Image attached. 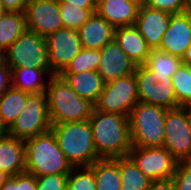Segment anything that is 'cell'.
<instances>
[{"label":"cell","mask_w":191,"mask_h":190,"mask_svg":"<svg viewBox=\"0 0 191 190\" xmlns=\"http://www.w3.org/2000/svg\"><path fill=\"white\" fill-rule=\"evenodd\" d=\"M59 3H69L82 9H96L92 0H58Z\"/></svg>","instance_id":"cell-39"},{"label":"cell","mask_w":191,"mask_h":190,"mask_svg":"<svg viewBox=\"0 0 191 190\" xmlns=\"http://www.w3.org/2000/svg\"><path fill=\"white\" fill-rule=\"evenodd\" d=\"M37 190H67L68 174L37 176Z\"/></svg>","instance_id":"cell-33"},{"label":"cell","mask_w":191,"mask_h":190,"mask_svg":"<svg viewBox=\"0 0 191 190\" xmlns=\"http://www.w3.org/2000/svg\"><path fill=\"white\" fill-rule=\"evenodd\" d=\"M101 60L97 72L105 83L135 72L136 64L113 39L100 49Z\"/></svg>","instance_id":"cell-15"},{"label":"cell","mask_w":191,"mask_h":190,"mask_svg":"<svg viewBox=\"0 0 191 190\" xmlns=\"http://www.w3.org/2000/svg\"><path fill=\"white\" fill-rule=\"evenodd\" d=\"M12 87V68L0 58V96Z\"/></svg>","instance_id":"cell-36"},{"label":"cell","mask_w":191,"mask_h":190,"mask_svg":"<svg viewBox=\"0 0 191 190\" xmlns=\"http://www.w3.org/2000/svg\"><path fill=\"white\" fill-rule=\"evenodd\" d=\"M52 76L50 69L12 68V87L29 94L46 93L45 80Z\"/></svg>","instance_id":"cell-22"},{"label":"cell","mask_w":191,"mask_h":190,"mask_svg":"<svg viewBox=\"0 0 191 190\" xmlns=\"http://www.w3.org/2000/svg\"><path fill=\"white\" fill-rule=\"evenodd\" d=\"M134 73L140 102L166 109L178 107L171 77L154 75L144 64L136 65Z\"/></svg>","instance_id":"cell-9"},{"label":"cell","mask_w":191,"mask_h":190,"mask_svg":"<svg viewBox=\"0 0 191 190\" xmlns=\"http://www.w3.org/2000/svg\"><path fill=\"white\" fill-rule=\"evenodd\" d=\"M172 179L176 190H191V161L178 162Z\"/></svg>","instance_id":"cell-34"},{"label":"cell","mask_w":191,"mask_h":190,"mask_svg":"<svg viewBox=\"0 0 191 190\" xmlns=\"http://www.w3.org/2000/svg\"><path fill=\"white\" fill-rule=\"evenodd\" d=\"M94 173L89 166L73 167L68 174L67 190H96Z\"/></svg>","instance_id":"cell-31"},{"label":"cell","mask_w":191,"mask_h":190,"mask_svg":"<svg viewBox=\"0 0 191 190\" xmlns=\"http://www.w3.org/2000/svg\"><path fill=\"white\" fill-rule=\"evenodd\" d=\"M140 3L137 0H103L96 12L114 28L135 25Z\"/></svg>","instance_id":"cell-17"},{"label":"cell","mask_w":191,"mask_h":190,"mask_svg":"<svg viewBox=\"0 0 191 190\" xmlns=\"http://www.w3.org/2000/svg\"><path fill=\"white\" fill-rule=\"evenodd\" d=\"M46 93L30 94L24 109L6 133L26 140L51 130Z\"/></svg>","instance_id":"cell-7"},{"label":"cell","mask_w":191,"mask_h":190,"mask_svg":"<svg viewBox=\"0 0 191 190\" xmlns=\"http://www.w3.org/2000/svg\"><path fill=\"white\" fill-rule=\"evenodd\" d=\"M6 11H5V9H4V7H3V5H2V2H1V0H0V16L2 15V14H4Z\"/></svg>","instance_id":"cell-44"},{"label":"cell","mask_w":191,"mask_h":190,"mask_svg":"<svg viewBox=\"0 0 191 190\" xmlns=\"http://www.w3.org/2000/svg\"><path fill=\"white\" fill-rule=\"evenodd\" d=\"M96 12V9H82L69 3H60V15L63 27L78 30Z\"/></svg>","instance_id":"cell-30"},{"label":"cell","mask_w":191,"mask_h":190,"mask_svg":"<svg viewBox=\"0 0 191 190\" xmlns=\"http://www.w3.org/2000/svg\"><path fill=\"white\" fill-rule=\"evenodd\" d=\"M182 64V58L152 50L147 62L144 64L154 75L172 77Z\"/></svg>","instance_id":"cell-27"},{"label":"cell","mask_w":191,"mask_h":190,"mask_svg":"<svg viewBox=\"0 0 191 190\" xmlns=\"http://www.w3.org/2000/svg\"><path fill=\"white\" fill-rule=\"evenodd\" d=\"M185 13L188 15L190 22H191V5L186 7Z\"/></svg>","instance_id":"cell-42"},{"label":"cell","mask_w":191,"mask_h":190,"mask_svg":"<svg viewBox=\"0 0 191 190\" xmlns=\"http://www.w3.org/2000/svg\"><path fill=\"white\" fill-rule=\"evenodd\" d=\"M26 29L24 12H5L0 16V57Z\"/></svg>","instance_id":"cell-25"},{"label":"cell","mask_w":191,"mask_h":190,"mask_svg":"<svg viewBox=\"0 0 191 190\" xmlns=\"http://www.w3.org/2000/svg\"><path fill=\"white\" fill-rule=\"evenodd\" d=\"M121 190H148L151 180L143 174L129 157L119 158Z\"/></svg>","instance_id":"cell-26"},{"label":"cell","mask_w":191,"mask_h":190,"mask_svg":"<svg viewBox=\"0 0 191 190\" xmlns=\"http://www.w3.org/2000/svg\"><path fill=\"white\" fill-rule=\"evenodd\" d=\"M6 12H25L29 0H1Z\"/></svg>","instance_id":"cell-37"},{"label":"cell","mask_w":191,"mask_h":190,"mask_svg":"<svg viewBox=\"0 0 191 190\" xmlns=\"http://www.w3.org/2000/svg\"><path fill=\"white\" fill-rule=\"evenodd\" d=\"M0 190H37L36 177L26 172L11 176Z\"/></svg>","instance_id":"cell-32"},{"label":"cell","mask_w":191,"mask_h":190,"mask_svg":"<svg viewBox=\"0 0 191 190\" xmlns=\"http://www.w3.org/2000/svg\"><path fill=\"white\" fill-rule=\"evenodd\" d=\"M140 4H144L147 0H137Z\"/></svg>","instance_id":"cell-47"},{"label":"cell","mask_w":191,"mask_h":190,"mask_svg":"<svg viewBox=\"0 0 191 190\" xmlns=\"http://www.w3.org/2000/svg\"><path fill=\"white\" fill-rule=\"evenodd\" d=\"M25 140L7 133L0 137V170L10 176L25 173Z\"/></svg>","instance_id":"cell-18"},{"label":"cell","mask_w":191,"mask_h":190,"mask_svg":"<svg viewBox=\"0 0 191 190\" xmlns=\"http://www.w3.org/2000/svg\"><path fill=\"white\" fill-rule=\"evenodd\" d=\"M29 93L10 87L0 96V123L7 130L25 107Z\"/></svg>","instance_id":"cell-23"},{"label":"cell","mask_w":191,"mask_h":190,"mask_svg":"<svg viewBox=\"0 0 191 190\" xmlns=\"http://www.w3.org/2000/svg\"><path fill=\"white\" fill-rule=\"evenodd\" d=\"M45 39L50 71L59 75L82 49L79 31L63 27Z\"/></svg>","instance_id":"cell-12"},{"label":"cell","mask_w":191,"mask_h":190,"mask_svg":"<svg viewBox=\"0 0 191 190\" xmlns=\"http://www.w3.org/2000/svg\"><path fill=\"white\" fill-rule=\"evenodd\" d=\"M144 4L171 14L182 13L186 9L185 0H147Z\"/></svg>","instance_id":"cell-35"},{"label":"cell","mask_w":191,"mask_h":190,"mask_svg":"<svg viewBox=\"0 0 191 190\" xmlns=\"http://www.w3.org/2000/svg\"><path fill=\"white\" fill-rule=\"evenodd\" d=\"M89 123L100 159L128 156L133 146L128 116L99 111L94 107Z\"/></svg>","instance_id":"cell-1"},{"label":"cell","mask_w":191,"mask_h":190,"mask_svg":"<svg viewBox=\"0 0 191 190\" xmlns=\"http://www.w3.org/2000/svg\"><path fill=\"white\" fill-rule=\"evenodd\" d=\"M182 63L191 66V44L187 48L185 55L182 57Z\"/></svg>","instance_id":"cell-40"},{"label":"cell","mask_w":191,"mask_h":190,"mask_svg":"<svg viewBox=\"0 0 191 190\" xmlns=\"http://www.w3.org/2000/svg\"><path fill=\"white\" fill-rule=\"evenodd\" d=\"M96 180V190H121L119 158L100 159L89 166Z\"/></svg>","instance_id":"cell-24"},{"label":"cell","mask_w":191,"mask_h":190,"mask_svg":"<svg viewBox=\"0 0 191 190\" xmlns=\"http://www.w3.org/2000/svg\"><path fill=\"white\" fill-rule=\"evenodd\" d=\"M114 40L136 65L147 62L152 50L134 25L115 28Z\"/></svg>","instance_id":"cell-21"},{"label":"cell","mask_w":191,"mask_h":190,"mask_svg":"<svg viewBox=\"0 0 191 190\" xmlns=\"http://www.w3.org/2000/svg\"><path fill=\"white\" fill-rule=\"evenodd\" d=\"M51 131L60 150L73 167L91 166L100 160L89 120L52 125Z\"/></svg>","instance_id":"cell-4"},{"label":"cell","mask_w":191,"mask_h":190,"mask_svg":"<svg viewBox=\"0 0 191 190\" xmlns=\"http://www.w3.org/2000/svg\"><path fill=\"white\" fill-rule=\"evenodd\" d=\"M186 7L191 5V0H185Z\"/></svg>","instance_id":"cell-46"},{"label":"cell","mask_w":191,"mask_h":190,"mask_svg":"<svg viewBox=\"0 0 191 190\" xmlns=\"http://www.w3.org/2000/svg\"><path fill=\"white\" fill-rule=\"evenodd\" d=\"M46 96L52 125L87 121L95 107L89 100L79 97L59 75H53L48 80Z\"/></svg>","instance_id":"cell-3"},{"label":"cell","mask_w":191,"mask_h":190,"mask_svg":"<svg viewBox=\"0 0 191 190\" xmlns=\"http://www.w3.org/2000/svg\"><path fill=\"white\" fill-rule=\"evenodd\" d=\"M171 79L178 107H191V66L182 63Z\"/></svg>","instance_id":"cell-28"},{"label":"cell","mask_w":191,"mask_h":190,"mask_svg":"<svg viewBox=\"0 0 191 190\" xmlns=\"http://www.w3.org/2000/svg\"><path fill=\"white\" fill-rule=\"evenodd\" d=\"M10 177L6 172L0 170V188Z\"/></svg>","instance_id":"cell-41"},{"label":"cell","mask_w":191,"mask_h":190,"mask_svg":"<svg viewBox=\"0 0 191 190\" xmlns=\"http://www.w3.org/2000/svg\"><path fill=\"white\" fill-rule=\"evenodd\" d=\"M190 125H191V107H190Z\"/></svg>","instance_id":"cell-48"},{"label":"cell","mask_w":191,"mask_h":190,"mask_svg":"<svg viewBox=\"0 0 191 190\" xmlns=\"http://www.w3.org/2000/svg\"><path fill=\"white\" fill-rule=\"evenodd\" d=\"M100 58V50L82 48L61 73H79L87 70L97 71Z\"/></svg>","instance_id":"cell-29"},{"label":"cell","mask_w":191,"mask_h":190,"mask_svg":"<svg viewBox=\"0 0 191 190\" xmlns=\"http://www.w3.org/2000/svg\"><path fill=\"white\" fill-rule=\"evenodd\" d=\"M163 147L178 162L191 161L190 107L180 106L167 110Z\"/></svg>","instance_id":"cell-8"},{"label":"cell","mask_w":191,"mask_h":190,"mask_svg":"<svg viewBox=\"0 0 191 190\" xmlns=\"http://www.w3.org/2000/svg\"><path fill=\"white\" fill-rule=\"evenodd\" d=\"M24 14L26 28L44 38L63 28L58 0H29Z\"/></svg>","instance_id":"cell-13"},{"label":"cell","mask_w":191,"mask_h":190,"mask_svg":"<svg viewBox=\"0 0 191 190\" xmlns=\"http://www.w3.org/2000/svg\"><path fill=\"white\" fill-rule=\"evenodd\" d=\"M139 102L135 73L105 83L95 108L99 111L129 116Z\"/></svg>","instance_id":"cell-10"},{"label":"cell","mask_w":191,"mask_h":190,"mask_svg":"<svg viewBox=\"0 0 191 190\" xmlns=\"http://www.w3.org/2000/svg\"><path fill=\"white\" fill-rule=\"evenodd\" d=\"M59 76L78 94L94 105L104 90L105 82L96 70L79 73H60Z\"/></svg>","instance_id":"cell-19"},{"label":"cell","mask_w":191,"mask_h":190,"mask_svg":"<svg viewBox=\"0 0 191 190\" xmlns=\"http://www.w3.org/2000/svg\"><path fill=\"white\" fill-rule=\"evenodd\" d=\"M78 31L82 48L100 50L114 39L115 28L95 12Z\"/></svg>","instance_id":"cell-20"},{"label":"cell","mask_w":191,"mask_h":190,"mask_svg":"<svg viewBox=\"0 0 191 190\" xmlns=\"http://www.w3.org/2000/svg\"><path fill=\"white\" fill-rule=\"evenodd\" d=\"M103 0H92V2L97 6L99 3H101Z\"/></svg>","instance_id":"cell-45"},{"label":"cell","mask_w":191,"mask_h":190,"mask_svg":"<svg viewBox=\"0 0 191 190\" xmlns=\"http://www.w3.org/2000/svg\"><path fill=\"white\" fill-rule=\"evenodd\" d=\"M128 156L151 181L172 178L178 164V161L163 146H132Z\"/></svg>","instance_id":"cell-11"},{"label":"cell","mask_w":191,"mask_h":190,"mask_svg":"<svg viewBox=\"0 0 191 190\" xmlns=\"http://www.w3.org/2000/svg\"><path fill=\"white\" fill-rule=\"evenodd\" d=\"M190 44L191 22L188 15L185 12L172 14L157 50L182 58Z\"/></svg>","instance_id":"cell-16"},{"label":"cell","mask_w":191,"mask_h":190,"mask_svg":"<svg viewBox=\"0 0 191 190\" xmlns=\"http://www.w3.org/2000/svg\"><path fill=\"white\" fill-rule=\"evenodd\" d=\"M167 110L140 101L133 107L128 116L133 146H163L164 122Z\"/></svg>","instance_id":"cell-5"},{"label":"cell","mask_w":191,"mask_h":190,"mask_svg":"<svg viewBox=\"0 0 191 190\" xmlns=\"http://www.w3.org/2000/svg\"><path fill=\"white\" fill-rule=\"evenodd\" d=\"M6 133V129L0 123V137Z\"/></svg>","instance_id":"cell-43"},{"label":"cell","mask_w":191,"mask_h":190,"mask_svg":"<svg viewBox=\"0 0 191 190\" xmlns=\"http://www.w3.org/2000/svg\"><path fill=\"white\" fill-rule=\"evenodd\" d=\"M148 190H176L175 183L172 178L165 180L151 181Z\"/></svg>","instance_id":"cell-38"},{"label":"cell","mask_w":191,"mask_h":190,"mask_svg":"<svg viewBox=\"0 0 191 190\" xmlns=\"http://www.w3.org/2000/svg\"><path fill=\"white\" fill-rule=\"evenodd\" d=\"M171 13L148 7L140 4L135 27L143 36L151 50H157L160 47L163 34L167 30Z\"/></svg>","instance_id":"cell-14"},{"label":"cell","mask_w":191,"mask_h":190,"mask_svg":"<svg viewBox=\"0 0 191 190\" xmlns=\"http://www.w3.org/2000/svg\"><path fill=\"white\" fill-rule=\"evenodd\" d=\"M25 172L31 175L47 176L69 174L73 166L60 150L54 133H46L25 140Z\"/></svg>","instance_id":"cell-2"},{"label":"cell","mask_w":191,"mask_h":190,"mask_svg":"<svg viewBox=\"0 0 191 190\" xmlns=\"http://www.w3.org/2000/svg\"><path fill=\"white\" fill-rule=\"evenodd\" d=\"M0 58L11 68L50 69L46 39L28 29Z\"/></svg>","instance_id":"cell-6"}]
</instances>
